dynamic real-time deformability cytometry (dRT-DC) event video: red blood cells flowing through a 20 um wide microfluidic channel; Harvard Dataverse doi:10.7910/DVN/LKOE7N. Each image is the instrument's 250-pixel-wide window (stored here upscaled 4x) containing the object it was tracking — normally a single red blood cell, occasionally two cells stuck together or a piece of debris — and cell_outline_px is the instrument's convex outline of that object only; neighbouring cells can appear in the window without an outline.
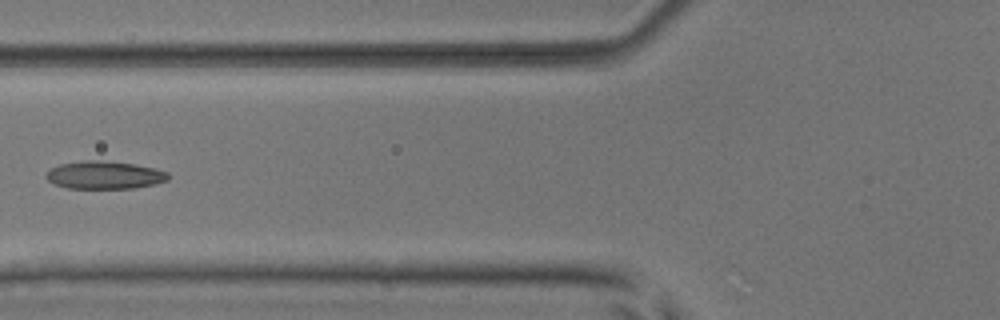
{"species": "common noctule bat (a hibernating species)", "species_latin": "Nyctalus noctula", "temperature_condition": "room temperature", "stored_images_in_passage": 7, "camera_frame_rate_fps": 3000, "um_per_image_px": 0.085, "animal": {"sex": "male", "body_mass_g": 17.9, "forearm_length_mm": 54.2}, "frame": {"image": 1, "passage_image": 6, "time_ms": 6.0, "image_size_px": [1000, 320], "cell_outline_px": [[168, 180], [152, 184], [132, 188], [68, 188], [56, 184], [48, 180], [44, 176], [52, 168], [60, 164], [84, 160], [100, 160], [136, 164], [156, 168], [168, 172]], "centroid_in_image_um": [8.89, 14.87], "position_along_channel_um": 116.9, "area_um2": 19.65}}
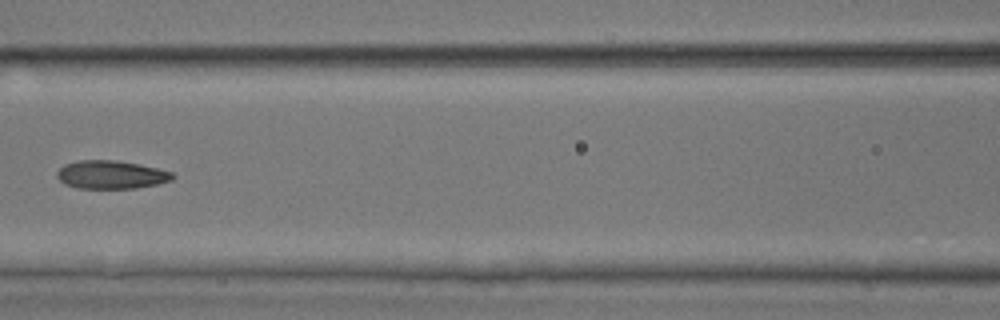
{"frame": {"image": 2, "passage_image": 7, "time_ms": 7.0, "image_size_px": [1000, 320], "cell_outline_px": [[176, 176], [172, 180], [156, 184], [136, 188], [76, 188], [64, 184], [56, 176], [56, 172], [64, 164], [76, 160], [116, 160], [140, 164], [160, 168], [172, 172]], "centroid_in_image_um": [9.44, 14.84], "position_along_channel_um": 157.2, "area_um2": 19.25}}